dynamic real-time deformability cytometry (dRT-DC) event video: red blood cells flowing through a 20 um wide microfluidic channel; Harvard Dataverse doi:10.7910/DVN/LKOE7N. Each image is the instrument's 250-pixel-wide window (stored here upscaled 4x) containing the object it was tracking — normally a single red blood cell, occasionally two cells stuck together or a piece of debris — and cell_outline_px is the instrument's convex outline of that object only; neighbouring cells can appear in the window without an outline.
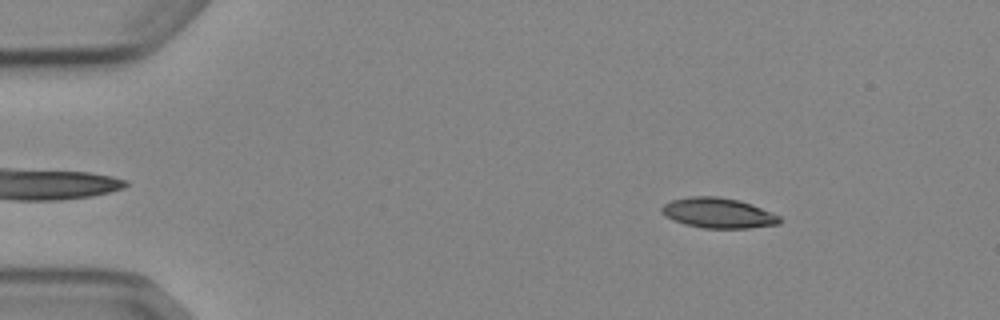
{"species": "Egyptian fruit bat (a non-hibernating species)", "species_latin": "Rousettus aegyptiacus", "temperature_condition": "cold", "stored_images_in_passage": 5, "camera_frame_rate_fps": 3000, "um_per_image_px": 0.085, "animal": {"sex": "female"}, "frame": {"image": 1, "passage_image": 2, "time_ms": 1.333, "image_size_px": [1000, 320], "cell_outline_px": [[780, 224], [748, 228], [704, 228], [684, 224], [664, 216], [660, 212], [660, 208], [664, 204], [672, 200], [688, 196], [716, 196], [740, 200], [752, 204], [780, 216]], "centroid_in_image_um": [61.02, 18.1], "position_along_channel_um": 24.0, "area_um2": 20.87}}
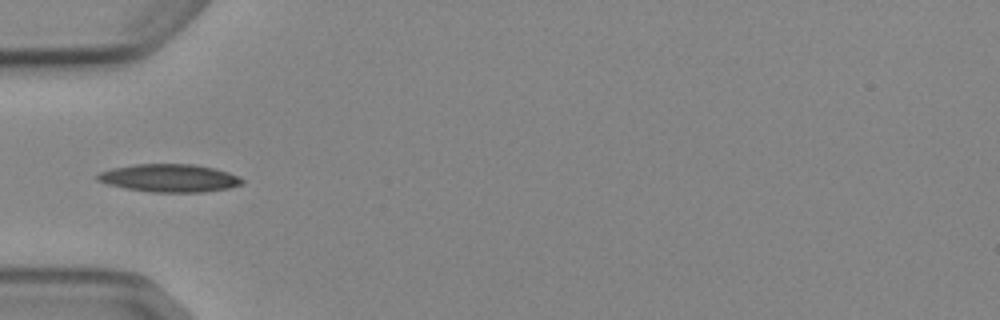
{"frame": {"image": 2, "passage_image": 5, "time_ms": 4.667, "image_size_px": [1000, 320], "cell_outline_px": [[244, 184], [228, 188], [200, 192], [152, 192], [124, 188], [108, 184], [96, 180], [96, 176], [100, 172], [112, 168], [136, 164], [192, 164], [216, 168], [228, 172], [244, 180]], "centroid_in_image_um": [14.39, 15.13], "position_along_channel_um": 70.6, "area_um2": 23.47}}